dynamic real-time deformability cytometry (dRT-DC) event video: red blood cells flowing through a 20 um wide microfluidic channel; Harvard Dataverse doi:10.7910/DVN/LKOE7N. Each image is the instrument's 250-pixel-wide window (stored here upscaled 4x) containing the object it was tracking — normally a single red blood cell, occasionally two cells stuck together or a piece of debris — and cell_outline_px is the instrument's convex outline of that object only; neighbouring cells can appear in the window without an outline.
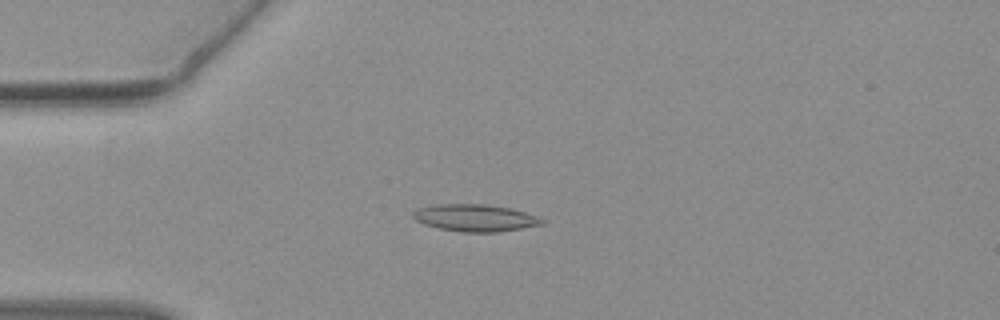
{"species": "common noctule bat (a hibernating species)", "species_latin": "Nyctalus noctula", "temperature_condition": "warm", "stored_images_in_passage": 53, "camera_frame_rate_fps": 3000, "um_per_image_px": 0.085, "animal": {"sex": "female", "body_mass_g": 19.3, "forearm_length_mm": 54.1}, "frame": {"image": 1, "passage_image": 13, "time_ms": 4.0, "image_size_px": [1000, 320], "cell_outline_px": [[548, 220], [544, 224], [496, 232], [460, 232], [440, 228], [424, 224], [416, 220], [412, 216], [412, 212], [416, 208], [432, 204], [488, 204], [512, 208]], "centroid_in_image_um": [40.37, 18.5], "position_along_channel_um": 44.6, "area_um2": 20.52}}
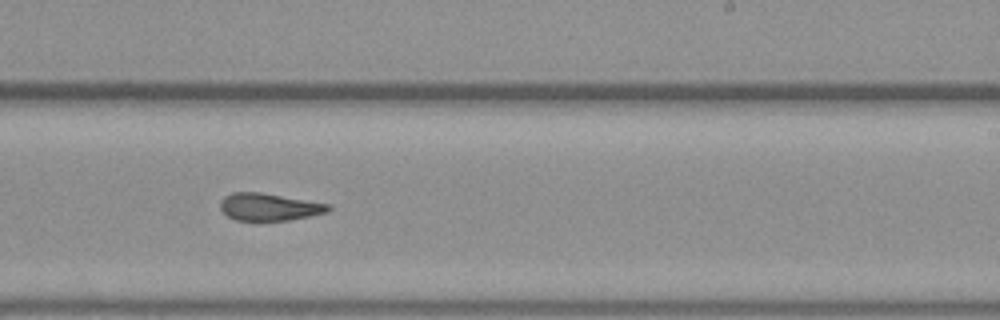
{"frame": {"image": 2, "passage_image": 32, "time_ms": 10.333, "image_size_px": [1000, 320], "cell_outline_px": [[332, 208], [328, 212], [288, 220], [236, 220], [228, 216], [220, 208], [220, 200], [224, 196], [232, 192], [260, 192], [332, 204]], "centroid_in_image_um": [22.89, 17.57], "position_along_channel_um": 266.1, "area_um2": 17.22}}
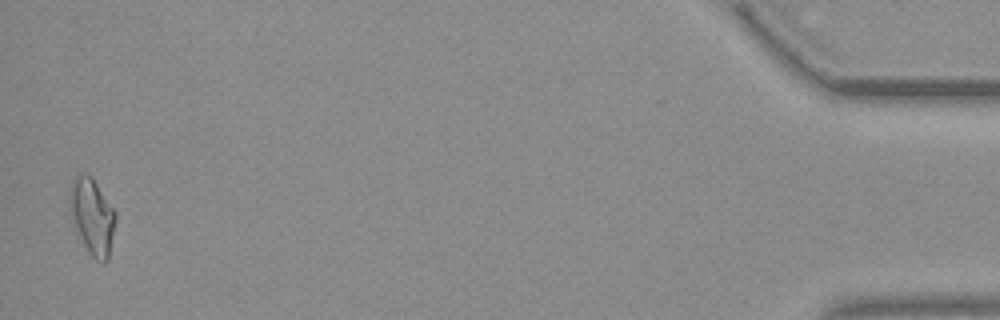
{"frame": {"image": 3, "passage_image": 52, "time_ms": 17.0, "image_size_px": [1000, 320], "cell_outline_px": [[116, 220], [108, 260], [104, 264], [96, 260], [88, 252], [80, 236], [68, 208], [68, 192], [72, 180], [76, 176], [92, 176], [116, 212]], "centroid_in_image_um": [7.84, 18.4], "position_along_channel_um": 427.4, "area_um2": 20.23}, "authors_computed_cell_mechanics": {"area_um2": 18.3226, "velocity_mm_per_s": 3.8394, "shape_relaxation_time_tau1_ms": null, "shape_relaxation_time_tau2_ms": 2.6054, "deformation_change_tau1": null, "deformation_change_tau2": 0.1139}}